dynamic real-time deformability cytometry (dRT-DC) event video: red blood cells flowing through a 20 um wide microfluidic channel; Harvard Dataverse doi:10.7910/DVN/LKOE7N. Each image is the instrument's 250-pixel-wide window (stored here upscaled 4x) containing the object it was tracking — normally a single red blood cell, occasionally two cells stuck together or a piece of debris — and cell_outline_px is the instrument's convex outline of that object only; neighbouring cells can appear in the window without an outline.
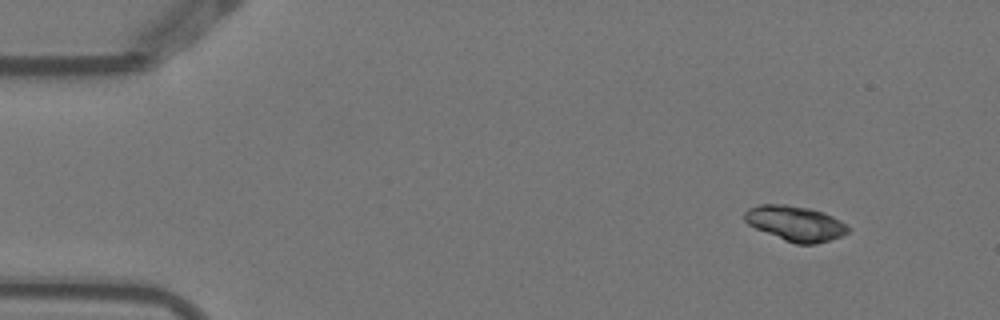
{"species": "Egyptian fruit bat (a non-hibernating species)", "species_latin": "Rousettus aegyptiacus", "temperature_condition": "warm", "stored_images_in_passage": 4, "camera_frame_rate_fps": 3000, "um_per_image_px": 0.085, "animal": {"sex": "female"}, "frame": {"image": 1, "passage_image": 1, "time_ms": 0.0, "image_size_px": [1000, 320], "cell_outline_px": [[852, 228], [848, 232], [840, 236], [816, 244], [796, 244], [784, 240], [756, 228], [748, 224], [744, 220], [744, 212], [748, 208], [760, 204], [788, 204], [808, 208], [824, 212], [840, 220]], "centroid_in_image_um": [67.61, 18.98], "position_along_channel_um": 17.4, "area_um2": 21.21}}
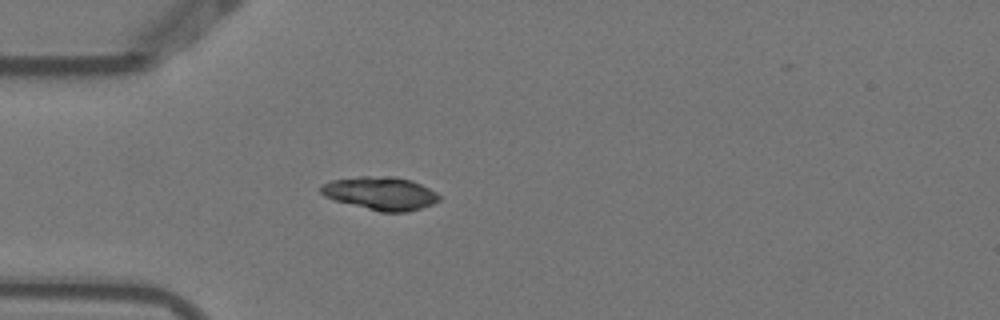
{"frame": {"image": 2, "passage_image": 4, "time_ms": 1.0, "image_size_px": [1000, 320], "cell_outline_px": [[440, 200], [432, 204], [420, 208], [404, 212], [380, 212], [336, 200], [324, 196], [320, 192], [320, 188], [324, 184], [332, 180], [360, 176], [396, 176], [412, 180], [436, 192], [440, 196]], "centroid_in_image_um": [32.36, 16.42], "position_along_channel_um": 52.6, "area_um2": 22.72}}